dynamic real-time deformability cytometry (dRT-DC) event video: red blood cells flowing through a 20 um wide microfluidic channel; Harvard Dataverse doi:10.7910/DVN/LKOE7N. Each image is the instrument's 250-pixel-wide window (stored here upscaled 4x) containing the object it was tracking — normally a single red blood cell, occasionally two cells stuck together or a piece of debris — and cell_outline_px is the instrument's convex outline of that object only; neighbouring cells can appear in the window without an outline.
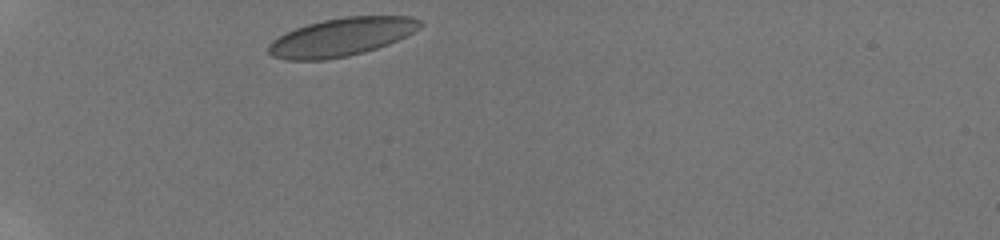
{"species": "human", "species_latin": "Homo sapiens", "temperature_condition": "room temperature", "stored_images_in_passage": 25, "camera_frame_rate_fps": 3000, "um_per_image_px": 0.085, "donor": {"sex": "male"}, "frame": {"image": 1, "passage_image": 1, "time_ms": 0.0, "image_size_px": [1000, 240], "cell_outline_px": [[424, 24], [420, 28], [388, 44], [364, 52], [348, 56], [324, 60], [288, 60], [272, 56], [268, 52], [268, 44], [272, 40], [296, 28], [308, 24], [324, 20], [344, 16], [408, 16], [420, 20]], "centroid_in_image_um": [29.02, 3.15], "position_along_channel_um": 56.0, "area_um2": 33.47}}
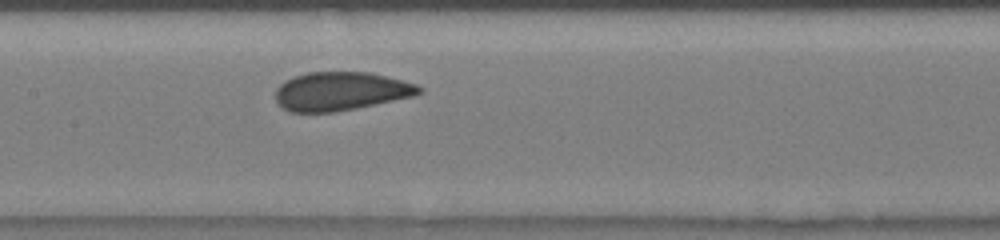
{"frame": {"image": 2, "passage_image": 9, "time_ms": 4.0, "image_size_px": [1000, 240], "cell_outline_px": [[424, 92], [412, 96], [356, 108], [336, 112], [288, 112], [280, 108], [276, 104], [276, 88], [284, 80], [308, 72], [368, 72], [416, 84], [424, 88]], "centroid_in_image_um": [28.91, 7.77], "position_along_channel_um": 178.5, "area_um2": 32.31}}
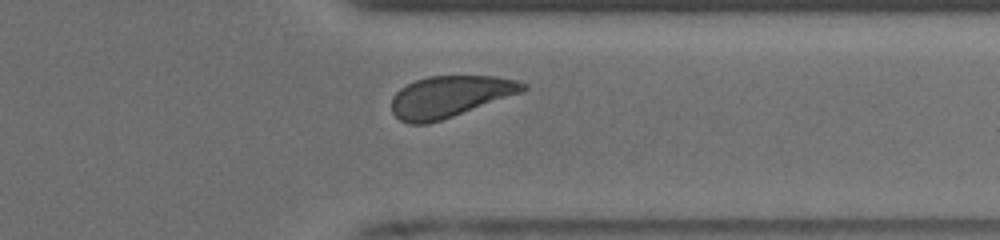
{"frame": {"image": 3, "passage_image": 22, "time_ms": 9.0, "image_size_px": [1000, 240], "cell_outline_px": [[528, 88], [524, 92], [428, 124], [408, 124], [400, 120], [392, 112], [392, 96], [400, 88], [416, 80], [428, 76], [496, 76], [516, 80], [528, 84]], "centroid_in_image_um": [38.26, 8.2], "position_along_channel_um": 373.1, "area_um2": 31.67}, "authors_computed_cell_mechanics": {"area_um2": 32.4836, "velocity_mm_per_s": 3.885, "shape_relaxation_time_tau1_ms": 4.5118, "shape_relaxation_time_tau2_ms": null, "deformation_change_tau1": 0.1063, "deformation_change_tau2": null}}